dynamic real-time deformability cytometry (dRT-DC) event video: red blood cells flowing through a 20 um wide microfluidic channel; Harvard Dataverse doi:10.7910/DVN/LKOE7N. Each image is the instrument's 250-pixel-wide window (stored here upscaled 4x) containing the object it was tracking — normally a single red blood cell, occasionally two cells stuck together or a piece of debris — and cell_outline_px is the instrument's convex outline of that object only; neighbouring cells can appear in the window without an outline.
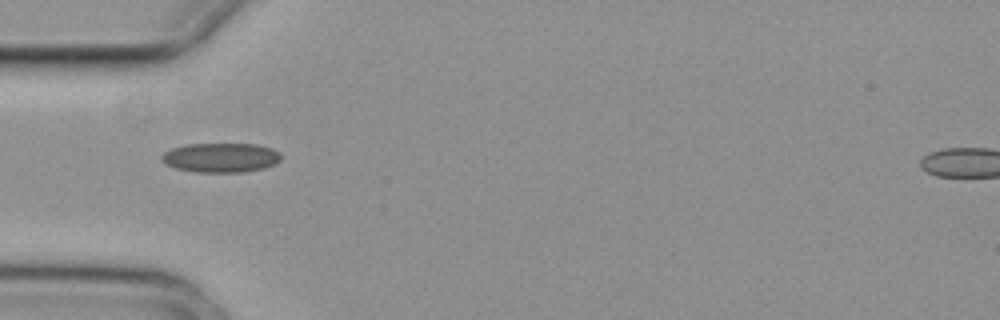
{"species": "common noctule bat (a hibernating species)", "species_latin": "Nyctalus noctula", "temperature_condition": "cold", "stored_images_in_passage": 3, "camera_frame_rate_fps": 3000, "um_per_image_px": 0.085, "animal": {"sex": "female", "body_mass_g": 29.2, "forearm_length_mm": 56.3}, "frame": {"image": 1, "passage_image": 1, "time_ms": 0.0, "image_size_px": [1000, 320], "cell_outline_px": [[280, 160], [276, 164], [264, 168], [244, 172], [196, 172], [176, 168], [160, 160], [160, 156], [164, 152], [172, 148], [184, 144], [260, 144], [272, 148], [280, 152]], "centroid_in_image_um": [18.79, 13.39], "position_along_channel_um": 66.2, "area_um2": 20.63}}
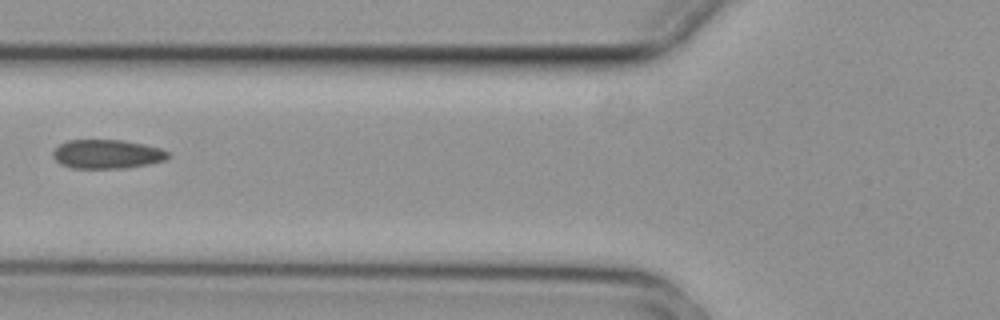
{"frame": {"image": 2, "passage_image": 2, "time_ms": 0.333, "image_size_px": [1000, 320], "cell_outline_px": [[168, 156], [164, 160], [148, 164], [124, 168], [72, 168], [60, 164], [52, 156], [52, 152], [60, 144], [68, 140], [124, 140], [144, 144], [160, 148], [168, 152]], "centroid_in_image_um": [9.07, 13.09], "position_along_channel_um": 116.7, "area_um2": 19.36}}
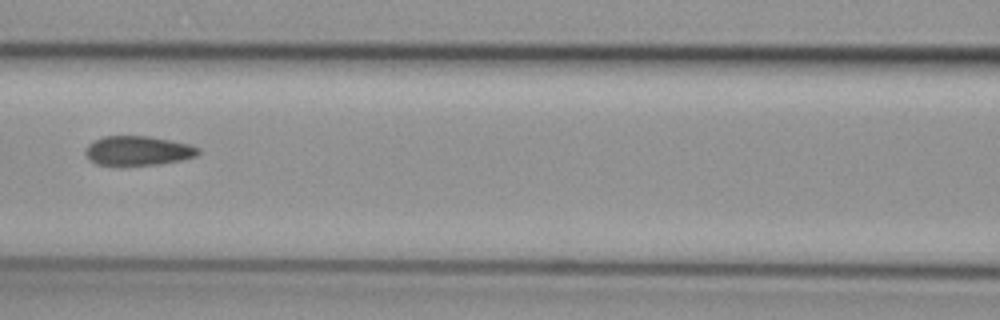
{"frame": {"image": 3, "passage_image": 3, "time_ms": 0.667, "image_size_px": [1000, 320], "cell_outline_px": [[200, 152], [196, 156], [180, 160], [160, 164], [124, 168], [112, 168], [96, 164], [88, 160], [84, 152], [84, 148], [88, 144], [104, 136], [148, 136], [172, 140], [188, 144], [200, 148]], "centroid_in_image_um": [11.65, 12.86], "position_along_channel_um": 154.9, "area_um2": 20.29}}